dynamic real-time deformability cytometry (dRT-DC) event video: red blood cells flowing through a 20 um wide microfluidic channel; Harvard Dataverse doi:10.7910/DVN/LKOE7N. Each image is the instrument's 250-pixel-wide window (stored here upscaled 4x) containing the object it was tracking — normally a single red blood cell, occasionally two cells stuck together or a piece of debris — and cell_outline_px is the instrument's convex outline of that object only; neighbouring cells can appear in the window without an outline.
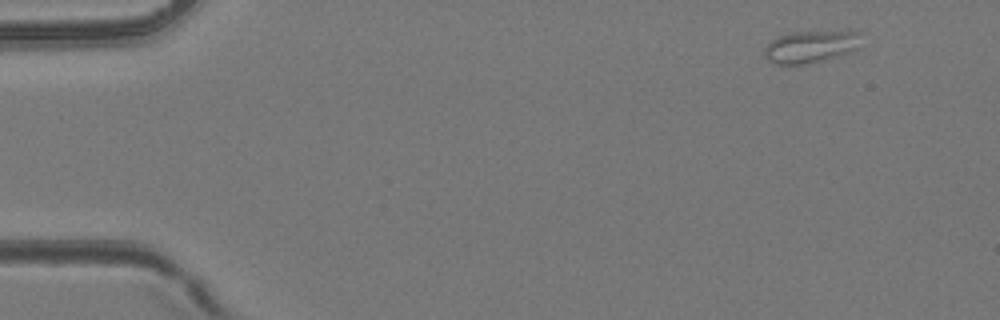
{"species": "common noctule bat (a hibernating species)", "species_latin": "Nyctalus noctula", "temperature_condition": "room temperature", "stored_images_in_passage": 4, "camera_frame_rate_fps": 3000, "um_per_image_px": 0.085, "animal": {"sex": "female", "body_mass_g": 24.6, "forearm_length_mm": 56.2}, "frame": {"image": 1, "passage_image": 1, "time_ms": 0.0, "image_size_px": [1000, 320], "cell_outline_px": [[864, 32], [856, 48], [852, 52], [804, 64], [776, 64], [768, 60], [764, 56], [764, 48], [772, 40], [780, 36], [792, 32], [848, 28]], "centroid_in_image_um": [69.01, 3.89], "position_along_channel_um": 16.0, "area_um2": 18.79}}
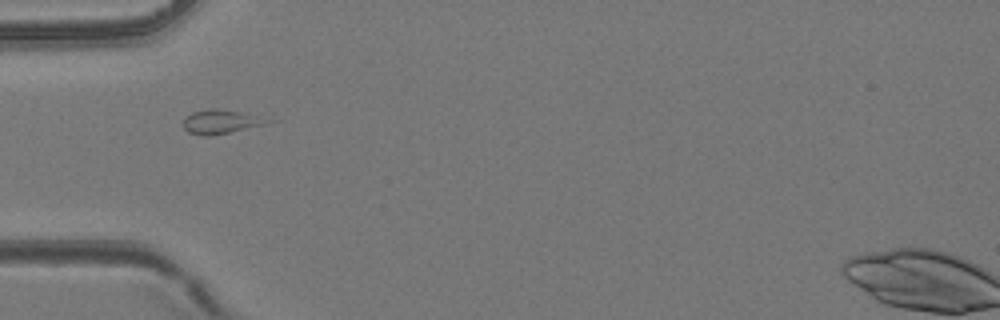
{"frame": {"image": 2, "passage_image": 4, "time_ms": 3.667, "image_size_px": [1000, 320], "cell_outline_px": [[276, 120], [264, 124], [212, 136], [204, 136], [188, 132], [180, 124], [184, 116], [192, 112], [212, 108], [216, 108]], "centroid_in_image_um": [18.66, 10.35], "position_along_channel_um": 66.3, "area_um2": 11.68}}